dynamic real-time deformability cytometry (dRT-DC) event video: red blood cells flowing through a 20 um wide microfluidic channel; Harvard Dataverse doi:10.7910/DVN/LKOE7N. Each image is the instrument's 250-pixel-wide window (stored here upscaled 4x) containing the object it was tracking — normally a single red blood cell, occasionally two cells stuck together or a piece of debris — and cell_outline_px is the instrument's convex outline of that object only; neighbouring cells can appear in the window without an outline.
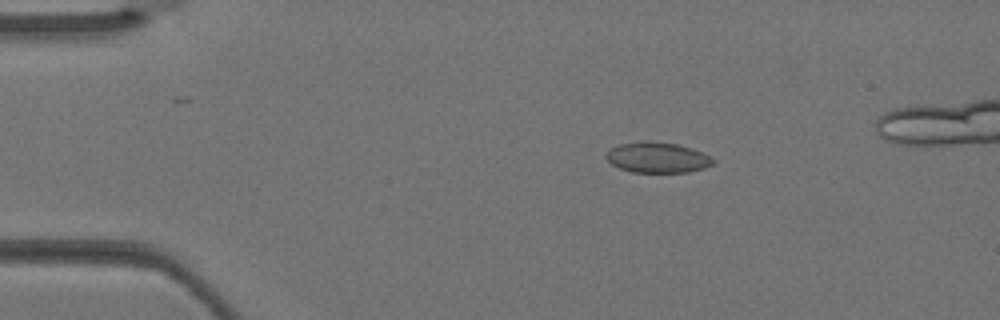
{"species": "Egyptian fruit bat (a non-hibernating species)", "species_latin": "Rousettus aegyptiacus", "temperature_condition": "warm", "stored_images_in_passage": 4, "camera_frame_rate_fps": 3000, "um_per_image_px": 0.085, "animal": {"sex": "female"}, "frame": {"image": 1, "passage_image": 2, "time_ms": 0.333, "image_size_px": [1000, 320], "cell_outline_px": [[716, 160], [712, 164], [704, 168], [688, 172], [632, 172], [620, 168], [612, 164], [604, 156], [612, 148], [620, 144], [640, 140], [652, 140], [676, 144], [692, 148]], "centroid_in_image_um": [55.86, 13.37], "position_along_channel_um": 29.1, "area_um2": 19.02}}